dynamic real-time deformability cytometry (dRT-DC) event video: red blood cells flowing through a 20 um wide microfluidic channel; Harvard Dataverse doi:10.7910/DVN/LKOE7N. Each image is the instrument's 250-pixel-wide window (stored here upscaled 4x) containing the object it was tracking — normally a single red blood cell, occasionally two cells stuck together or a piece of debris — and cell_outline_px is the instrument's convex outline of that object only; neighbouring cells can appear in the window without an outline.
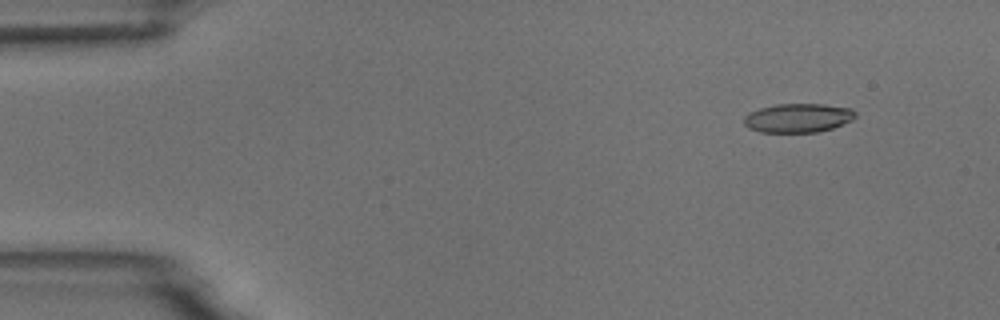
{"species": "common noctule bat (a hibernating species)", "species_latin": "Nyctalus noctula", "temperature_condition": "room temperature", "stored_images_in_passage": 4, "camera_frame_rate_fps": 3000, "um_per_image_px": 0.085, "animal": {"sex": "male", "body_mass_g": 18.8}, "frame": {"image": 1, "passage_image": 2, "time_ms": 1.0, "image_size_px": [1000, 320], "cell_outline_px": [[856, 116], [852, 120], [844, 124], [832, 128], [816, 132], [760, 132], [748, 128], [744, 124], [744, 116], [748, 112], [760, 108], [776, 104], [824, 104], [852, 108], [856, 112]], "centroid_in_image_um": [67.83, 10.02], "position_along_channel_um": 17.2, "area_um2": 18.96}}